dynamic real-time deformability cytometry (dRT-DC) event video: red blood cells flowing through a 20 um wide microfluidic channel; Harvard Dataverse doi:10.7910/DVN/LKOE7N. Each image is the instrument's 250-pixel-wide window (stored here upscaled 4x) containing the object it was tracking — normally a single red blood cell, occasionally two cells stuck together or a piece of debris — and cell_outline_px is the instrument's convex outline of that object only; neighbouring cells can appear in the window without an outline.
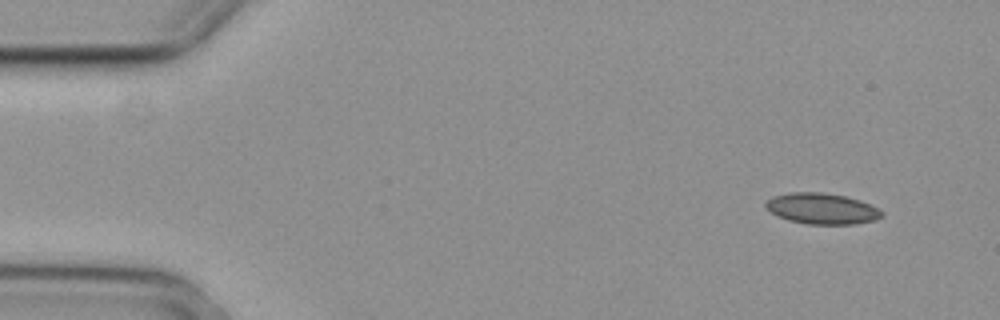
{"species": "common noctule bat (a hibernating species)", "species_latin": "Nyctalus noctula", "temperature_condition": "cold", "stored_images_in_passage": 4, "camera_frame_rate_fps": 3000, "um_per_image_px": 0.085, "animal": {"sex": "female", "body_mass_g": 29.2, "forearm_length_mm": 56.3}, "frame": {"image": 1, "passage_image": 1, "time_ms": 0.0, "image_size_px": [1000, 320], "cell_outline_px": [[884, 216], [876, 220], [852, 224], [808, 224], [788, 220], [776, 216], [764, 204], [772, 196], [792, 192], [824, 192], [844, 196], [860, 200], [884, 212]], "centroid_in_image_um": [69.87, 17.73], "position_along_channel_um": 15.1, "area_um2": 20.87}}
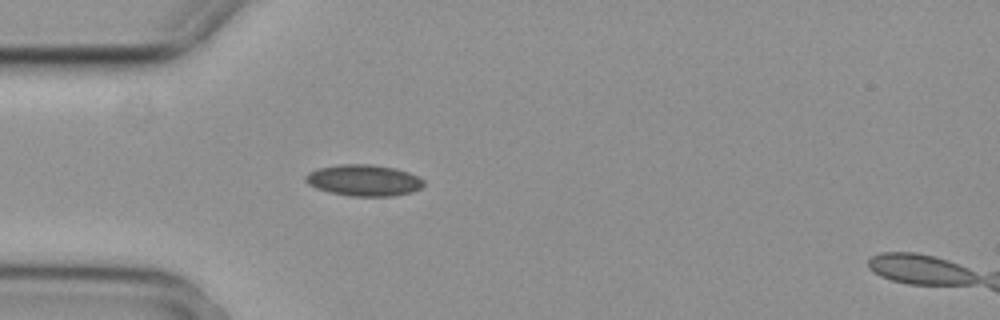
{"frame": {"image": 2, "passage_image": 4, "time_ms": 1.0, "image_size_px": [1000, 320], "cell_outline_px": [[424, 184], [420, 188], [412, 192], [392, 196], [352, 196], [328, 192], [316, 188], [308, 184], [304, 180], [304, 176], [308, 172], [320, 168], [340, 164], [368, 164], [396, 168], [408, 172], [424, 180]], "centroid_in_image_um": [30.9, 15.33], "position_along_channel_um": 54.1, "area_um2": 21.56}}